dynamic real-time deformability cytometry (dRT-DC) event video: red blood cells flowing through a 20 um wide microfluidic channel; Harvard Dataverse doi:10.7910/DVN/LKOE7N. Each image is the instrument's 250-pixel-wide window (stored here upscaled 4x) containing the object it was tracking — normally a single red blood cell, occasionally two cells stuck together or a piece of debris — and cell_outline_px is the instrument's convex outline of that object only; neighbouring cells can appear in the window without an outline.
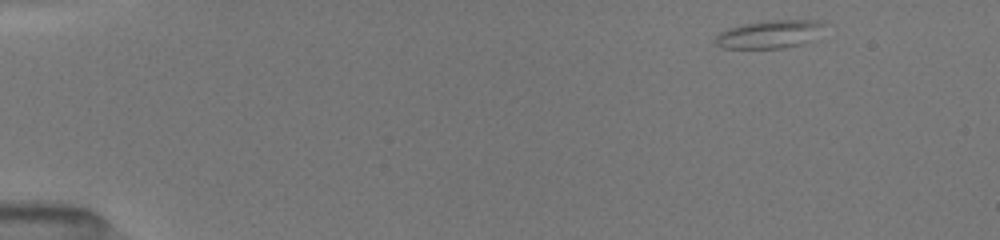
{"species": "common noctule bat (a hibernating species)", "species_latin": "Nyctalus noctula", "temperature_condition": "room temperature", "stored_images_in_passage": 9, "camera_frame_rate_fps": 3000, "um_per_image_px": 0.085, "animal": {"sex": "female", "body_mass_g": 19.5, "forearm_length_mm": 54.1}, "frame": {"image": 1, "passage_image": 1, "time_ms": 0.0, "image_size_px": [1000, 240], "cell_outline_px": [[828, 24], [800, 44], [780, 48], [720, 48], [716, 44], [716, 36], [720, 32], [728, 28], [740, 24], [764, 20], [824, 20]], "centroid_in_image_um": [65.35, 2.88], "position_along_channel_um": 19.7, "area_um2": 17.57}}
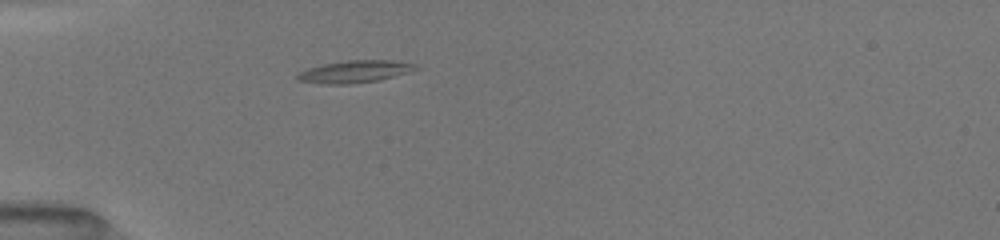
{"frame": {"image": 2, "passage_image": 7, "time_ms": 3.333, "image_size_px": [1000, 240], "cell_outline_px": [[420, 68], [412, 72], [380, 80], [352, 84], [320, 84], [296, 80], [296, 76], [300, 72], [308, 68], [324, 64], [348, 60], [392, 60], [416, 64]], "centroid_in_image_um": [30.2, 6.09], "position_along_channel_um": 54.8, "area_um2": 15.55}}
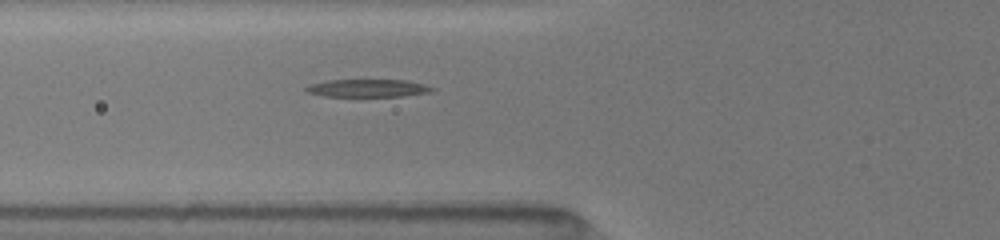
{"frame": {"image": 3, "passage_image": 9, "time_ms": 4.667, "image_size_px": [1000, 240], "cell_outline_px": [[436, 88], [432, 92], [404, 96], [324, 96], [304, 92], [304, 88], [312, 84], [332, 80], [404, 80]], "centroid_in_image_um": [31.25, 7.5], "position_along_channel_um": 94.5, "area_um2": 12.83}}